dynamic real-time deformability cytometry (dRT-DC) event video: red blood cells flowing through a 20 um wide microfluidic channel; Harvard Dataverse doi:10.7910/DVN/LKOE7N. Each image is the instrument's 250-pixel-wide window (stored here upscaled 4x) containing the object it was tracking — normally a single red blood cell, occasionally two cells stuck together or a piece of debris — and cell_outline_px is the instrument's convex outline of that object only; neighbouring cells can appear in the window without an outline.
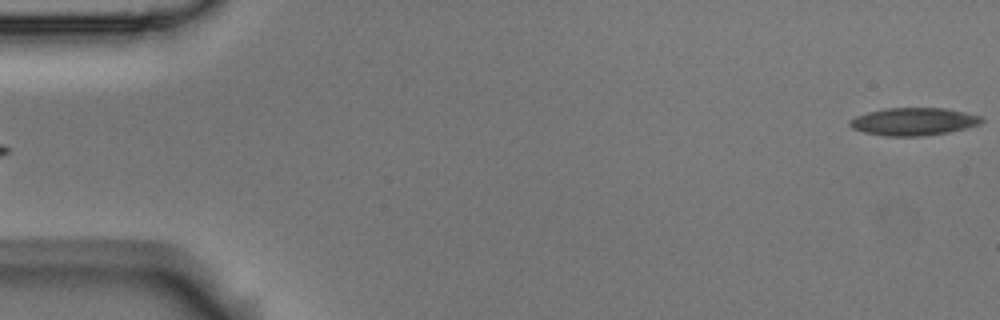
{"species": "Egyptian fruit bat (a non-hibernating species)", "species_latin": "Rousettus aegyptiacus", "temperature_condition": "room temperature", "stored_images_in_passage": 5, "segment_of_instrument_passage": [2, 2], "camera_frame_rate_fps": 3000, "um_per_image_px": 0.085, "animal": {"sex": "male"}, "frame": {"image": 1, "passage_image": 5, "time_ms": 1.333, "image_size_px": [1000, 320], "cell_outline_px": [[984, 120], [980, 124], [968, 128], [948, 132], [924, 136], [884, 136], [864, 132], [852, 128], [848, 124], [848, 120], [856, 116], [868, 112], [884, 108], [944, 108], [984, 116]], "centroid_in_image_um": [77.67, 10.33], "position_along_channel_um": 7.3, "area_um2": 21.44}}